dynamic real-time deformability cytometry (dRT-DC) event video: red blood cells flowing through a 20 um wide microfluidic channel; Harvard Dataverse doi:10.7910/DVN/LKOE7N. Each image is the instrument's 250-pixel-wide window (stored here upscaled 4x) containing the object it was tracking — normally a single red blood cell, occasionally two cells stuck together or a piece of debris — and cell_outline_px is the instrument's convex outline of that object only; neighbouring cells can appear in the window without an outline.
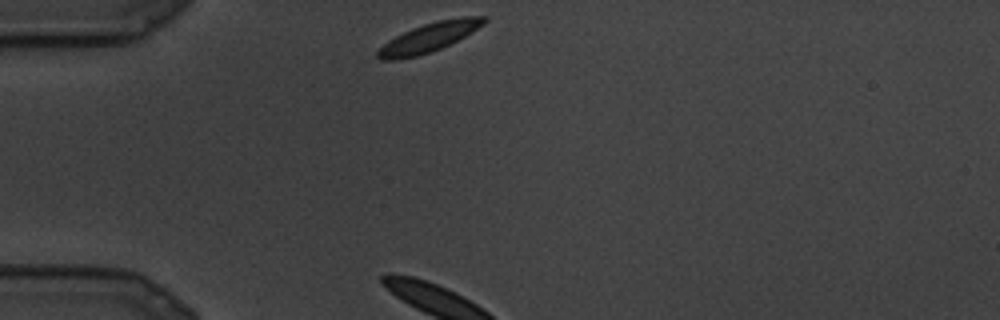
{"species": "common noctule bat (a hibernating species)", "species_latin": "Nyctalus noctula", "temperature_condition": "cold", "stored_images_in_passage": 18, "camera_frame_rate_fps": 3000, "um_per_image_px": 0.085, "animal": {"sex": "male", "body_mass_g": 19.5, "forearm_length_mm": 54.6}, "frame": {"image": 1, "passage_image": 1, "time_ms": 0.0, "image_size_px": [1000, 320], "cell_outline_px": [[488, 20], [484, 24], [472, 32], [440, 48], [416, 56], [392, 60], [380, 60], [376, 56], [376, 52], [388, 40], [412, 28], [424, 24], [440, 20], [464, 16], [488, 16]], "centroid_in_image_um": [36.47, 3.17], "position_along_channel_um": 48.5, "area_um2": 17.69}}
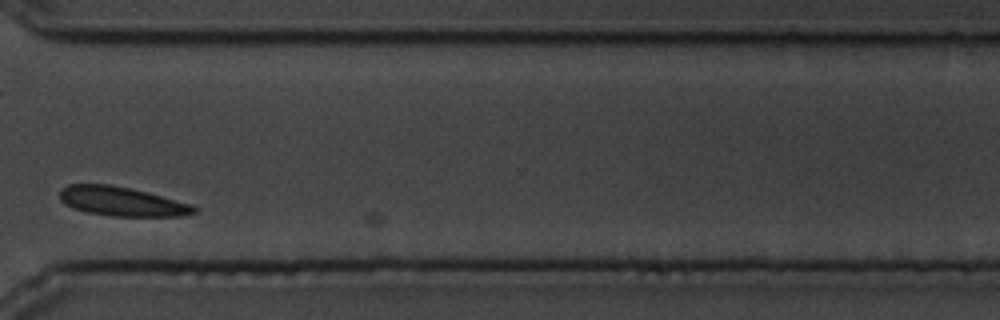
{"frame": {"image": 2, "passage_image": 16, "time_ms": 5.0, "image_size_px": [1000, 320], "cell_outline_px": [[200, 208], [196, 212], [180, 216], [112, 216], [84, 212], [72, 208], [64, 204], [60, 200], [60, 188], [68, 184], [108, 184], [128, 188], [192, 204]], "centroid_in_image_um": [10.31, 17.13], "position_along_channel_um": 360.3, "area_um2": 22.83}}